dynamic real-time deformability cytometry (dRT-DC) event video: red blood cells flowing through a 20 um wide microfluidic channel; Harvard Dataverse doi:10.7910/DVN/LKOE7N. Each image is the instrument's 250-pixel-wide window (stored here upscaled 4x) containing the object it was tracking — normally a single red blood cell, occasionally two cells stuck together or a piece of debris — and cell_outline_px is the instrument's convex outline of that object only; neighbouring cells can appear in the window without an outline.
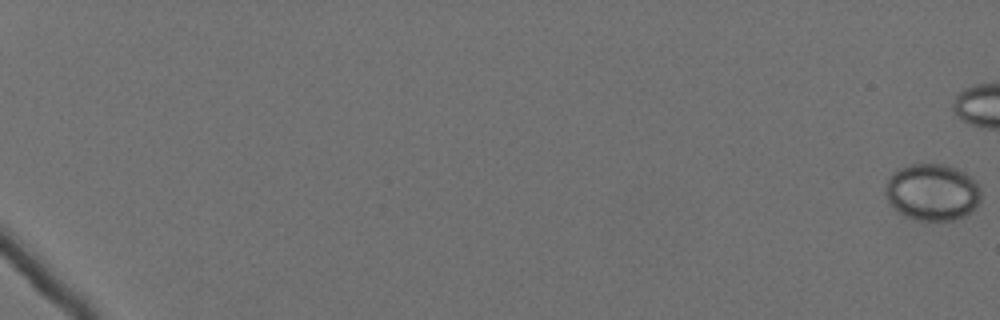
{"species": "Egyptian fruit bat (a non-hibernating species)", "species_latin": "Rousettus aegyptiacus", "temperature_condition": "cold", "stored_images_in_passage": 17, "camera_frame_rate_fps": 3000, "um_per_image_px": 0.085, "animal": {"sex": "female"}, "frame": {"image": 1, "passage_image": 1, "time_ms": 0.0, "image_size_px": [1000, 320], "cell_outline_px": [[980, 200], [964, 216], [952, 220], [920, 220], [904, 216], [888, 204], [884, 192], [884, 188], [888, 176], [892, 172], [908, 164], [948, 164], [972, 176], [976, 180], [980, 192]], "centroid_in_image_um": [79.19, 16.31], "position_along_channel_um": 5.8, "area_um2": 31.91}}